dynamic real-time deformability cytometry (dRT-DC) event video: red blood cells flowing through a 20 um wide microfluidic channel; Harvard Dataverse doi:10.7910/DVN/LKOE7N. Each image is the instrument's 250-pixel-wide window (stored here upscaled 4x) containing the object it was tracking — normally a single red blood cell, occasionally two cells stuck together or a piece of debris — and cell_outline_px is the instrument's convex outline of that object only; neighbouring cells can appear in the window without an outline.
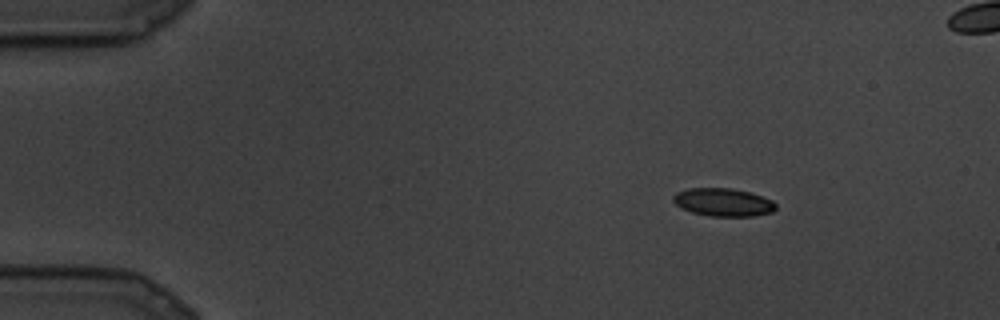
{"species": "common noctule bat (a hibernating species)", "species_latin": "Nyctalus noctula", "temperature_condition": "cold", "stored_images_in_passage": 82, "segment_of_instrument_passage": [1, 2], "camera_frame_rate_fps": 3000, "um_per_image_px": 0.085, "animal": {"sex": "male", "body_mass_g": 19.5, "forearm_length_mm": 54.6}, "frame": {"image": 1, "passage_image": 1, "time_ms": 0.0, "image_size_px": [1000, 320], "cell_outline_px": [[776, 208], [772, 212], [752, 216], [708, 216], [692, 212], [680, 208], [672, 200], [672, 196], [676, 192], [688, 188], [732, 188], [752, 192], [772, 200], [776, 204]], "centroid_in_image_um": [61.46, 17.18], "position_along_channel_um": 23.5, "area_um2": 16.94}}
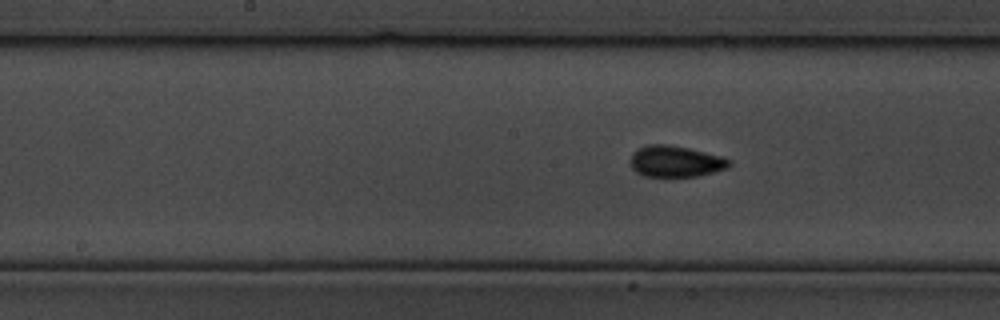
{"frame": {"image": 2, "passage_image": 35, "time_ms": 11.333, "image_size_px": [1000, 320], "cell_outline_px": [[732, 164], [728, 168], [700, 176], [644, 176], [636, 172], [632, 168], [632, 152], [648, 144], [664, 144], [688, 148], [720, 156], [728, 160]], "centroid_in_image_um": [57.43, 13.72], "position_along_channel_um": 190.8, "area_um2": 17.74}}
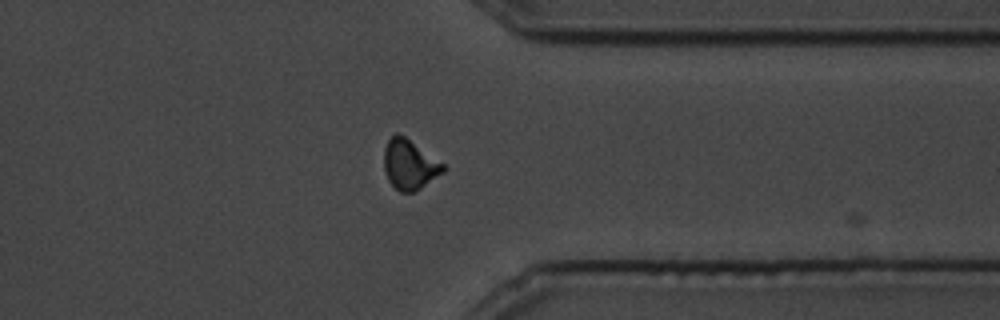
{"frame": {"image": 3, "passage_image": 61, "time_ms": 20.0, "image_size_px": [1000, 320], "cell_outline_px": [[448, 168], [444, 172], [416, 192], [400, 192], [388, 180], [384, 168], [384, 148], [388, 140], [396, 132], [400, 132], [444, 164]], "centroid_in_image_um": [34.82, 13.98], "position_along_channel_um": 376.6, "area_um2": 17.4}}